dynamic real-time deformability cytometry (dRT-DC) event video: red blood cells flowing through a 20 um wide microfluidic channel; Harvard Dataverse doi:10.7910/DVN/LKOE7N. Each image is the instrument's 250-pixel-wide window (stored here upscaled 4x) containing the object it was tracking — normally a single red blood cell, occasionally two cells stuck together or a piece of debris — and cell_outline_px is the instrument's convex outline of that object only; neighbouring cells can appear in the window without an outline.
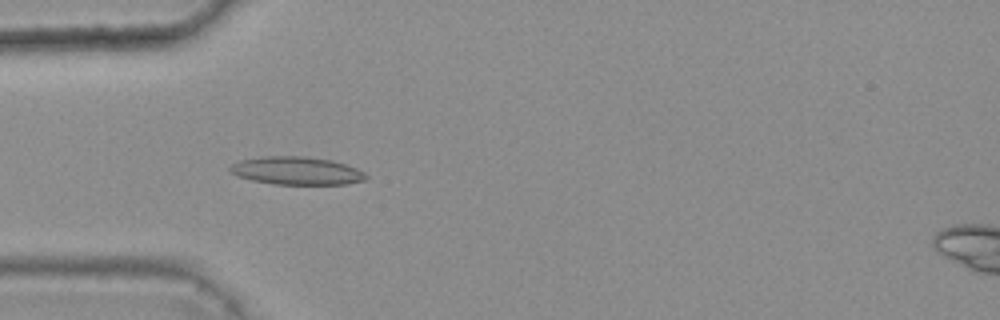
{"species": "common noctule bat (a hibernating species)", "species_latin": "Nyctalus noctula", "temperature_condition": "warm", "stored_images_in_passage": 41, "camera_frame_rate_fps": 3000, "um_per_image_px": 0.085, "animal": {"sex": "female", "body_mass_g": 25.1}, "frame": {"image": 1, "passage_image": 11, "time_ms": 3.333, "image_size_px": [1000, 320], "cell_outline_px": [[368, 180], [348, 184], [276, 184], [252, 180], [240, 176], [232, 172], [228, 168], [232, 164], [240, 160], [264, 156], [304, 156], [332, 160], [356, 168], [364, 172], [368, 176]], "centroid_in_image_um": [25.26, 14.51], "position_along_channel_um": 59.7, "area_um2": 22.08}}
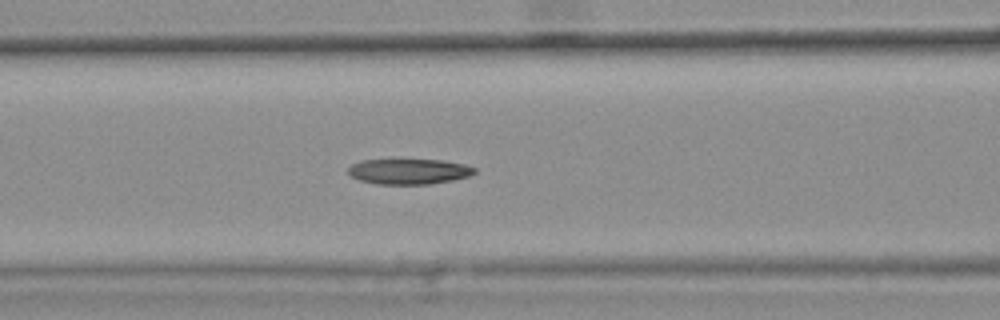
{"frame": {"image": 2, "passage_image": 17, "time_ms": 5.333, "image_size_px": [1000, 320], "cell_outline_px": [[476, 172], [468, 176], [452, 180], [428, 184], [376, 184], [360, 180], [352, 176], [348, 172], [348, 168], [352, 164], [360, 160], [440, 160], [464, 164], [476, 168]], "centroid_in_image_um": [34.75, 14.57], "position_along_channel_um": 131.9, "area_um2": 18.55}}
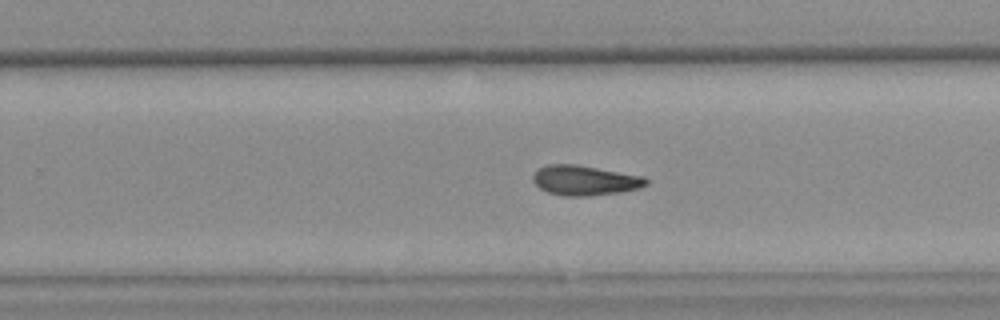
{"frame": {"image": 3, "passage_image": 29, "time_ms": 9.333, "image_size_px": [1000, 320], "cell_outline_px": [[648, 184], [640, 188], [620, 192], [592, 196], [564, 196], [548, 192], [540, 188], [532, 180], [532, 176], [540, 168], [548, 164], [576, 164], [644, 176], [648, 180]], "centroid_in_image_um": [49.73, 15.33], "position_along_channel_um": 280.1, "area_um2": 19.77}}